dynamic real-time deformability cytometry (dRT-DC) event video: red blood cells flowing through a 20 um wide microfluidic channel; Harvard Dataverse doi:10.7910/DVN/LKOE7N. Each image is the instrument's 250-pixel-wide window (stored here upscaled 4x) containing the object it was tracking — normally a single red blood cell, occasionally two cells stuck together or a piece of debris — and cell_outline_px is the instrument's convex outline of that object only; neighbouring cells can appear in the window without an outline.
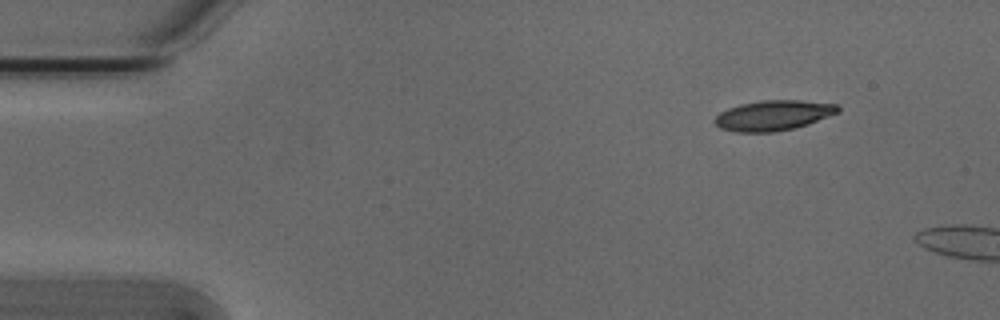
{"species": "Egyptian fruit bat (a non-hibernating species)", "species_latin": "Rousettus aegyptiacus", "temperature_condition": "cold", "stored_images_in_passage": 4, "camera_frame_rate_fps": 3000, "um_per_image_px": 0.085, "animal": {"sex": "male"}, "frame": {"image": 1, "passage_image": 1, "time_ms": 0.0, "image_size_px": [1000, 320], "cell_outline_px": [[840, 112], [808, 124], [792, 128], [772, 132], [736, 132], [720, 128], [712, 120], [720, 112], [728, 108], [740, 104], [764, 100], [800, 100], [836, 104], [840, 108]], "centroid_in_image_um": [65.72, 9.8], "position_along_channel_um": 19.3, "area_um2": 21.62}}